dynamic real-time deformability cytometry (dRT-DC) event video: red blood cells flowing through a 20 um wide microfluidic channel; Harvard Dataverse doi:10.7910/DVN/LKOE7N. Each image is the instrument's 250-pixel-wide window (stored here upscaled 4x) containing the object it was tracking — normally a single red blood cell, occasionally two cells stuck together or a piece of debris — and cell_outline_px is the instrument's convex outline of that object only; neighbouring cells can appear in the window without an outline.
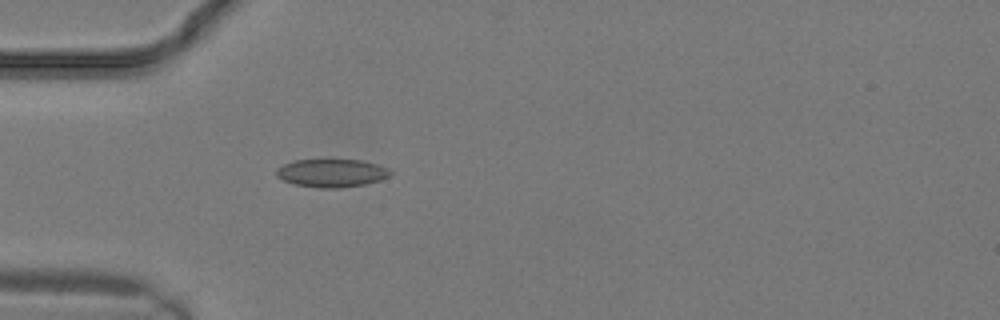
{"species": "common noctule bat (a hibernating species)", "species_latin": "Nyctalus noctula", "temperature_condition": "warm", "stored_images_in_passage": 8, "camera_frame_rate_fps": 3000, "um_per_image_px": 0.085, "animal": {"sex": "male", "body_mass_g": 19.2, "forearm_length_mm": 51.8}, "frame": {"image": 1, "passage_image": 3, "time_ms": 0.667, "image_size_px": [1000, 320], "cell_outline_px": [[392, 172], [388, 176], [380, 180], [364, 184], [340, 188], [320, 188], [296, 184], [284, 180], [276, 176], [276, 168], [284, 164], [296, 160], [360, 160], [376, 164], [388, 168]], "centroid_in_image_um": [28.18, 14.71], "position_along_channel_um": 56.8, "area_um2": 18.44}}
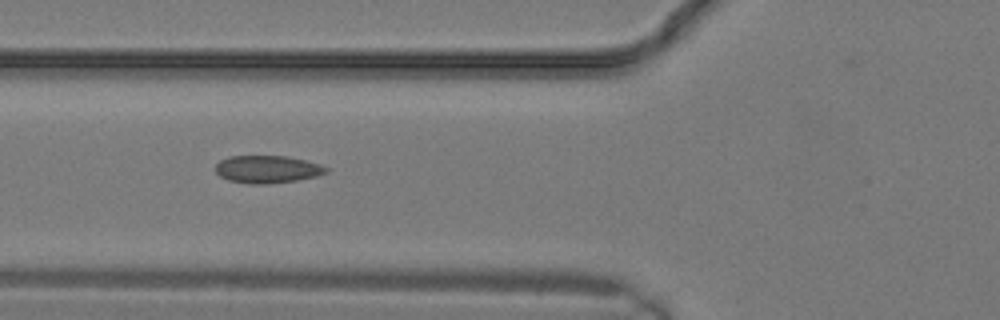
{"frame": {"image": 2, "passage_image": 5, "time_ms": 1.333, "image_size_px": [1000, 320], "cell_outline_px": [[328, 172], [316, 176], [296, 180], [264, 184], [252, 184], [228, 180], [220, 176], [216, 172], [216, 164], [220, 160], [228, 156], [288, 156], [320, 164], [328, 168]], "centroid_in_image_um": [22.71, 14.38], "position_along_channel_um": 103.1, "area_um2": 17.69}}
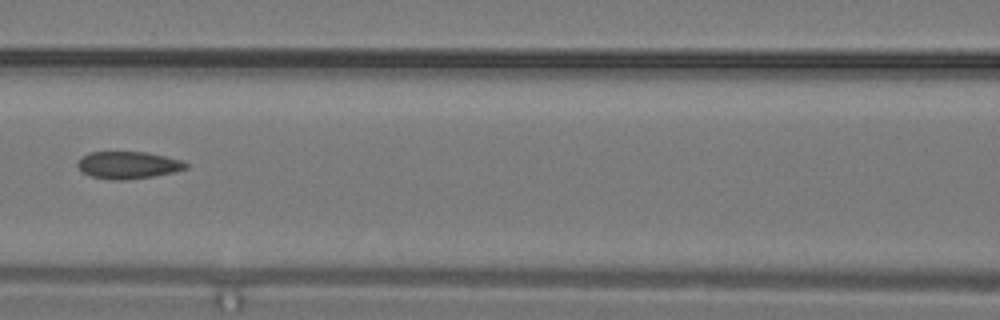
{"frame": {"image": 3, "passage_image": 7, "time_ms": 2.0, "image_size_px": [1000, 320], "cell_outline_px": [[188, 168], [176, 172], [152, 176], [124, 180], [112, 180], [92, 176], [80, 172], [76, 164], [80, 156], [88, 152], [148, 152], [180, 160], [188, 164]], "centroid_in_image_um": [10.85, 14.03], "position_along_channel_um": 155.8, "area_um2": 17.34}}